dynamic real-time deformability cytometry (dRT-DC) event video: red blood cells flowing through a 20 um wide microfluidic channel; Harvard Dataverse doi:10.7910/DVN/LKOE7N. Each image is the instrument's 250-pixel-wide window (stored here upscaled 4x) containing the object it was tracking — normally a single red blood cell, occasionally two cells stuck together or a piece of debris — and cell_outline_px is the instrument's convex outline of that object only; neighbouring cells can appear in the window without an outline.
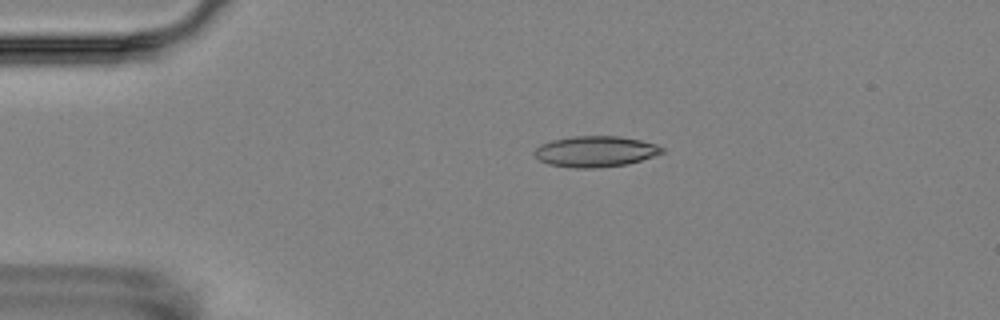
{"species": "Egyptian fruit bat (a non-hibernating species)", "species_latin": "Rousettus aegyptiacus", "temperature_condition": "room temperature", "stored_images_in_passage": 2, "camera_frame_rate_fps": 3000, "um_per_image_px": 0.085, "animal": {"sex": "female"}, "frame": {"image": 1, "passage_image": 1, "time_ms": 0.0, "image_size_px": [1000, 320], "cell_outline_px": [[664, 152], [628, 164], [600, 168], [572, 168], [548, 164], [532, 156], [532, 152], [540, 144], [552, 140], [572, 136], [620, 136], [640, 140], [656, 144], [664, 148]], "centroid_in_image_um": [50.56, 12.88], "position_along_channel_um": 34.4, "area_um2": 23.18}}